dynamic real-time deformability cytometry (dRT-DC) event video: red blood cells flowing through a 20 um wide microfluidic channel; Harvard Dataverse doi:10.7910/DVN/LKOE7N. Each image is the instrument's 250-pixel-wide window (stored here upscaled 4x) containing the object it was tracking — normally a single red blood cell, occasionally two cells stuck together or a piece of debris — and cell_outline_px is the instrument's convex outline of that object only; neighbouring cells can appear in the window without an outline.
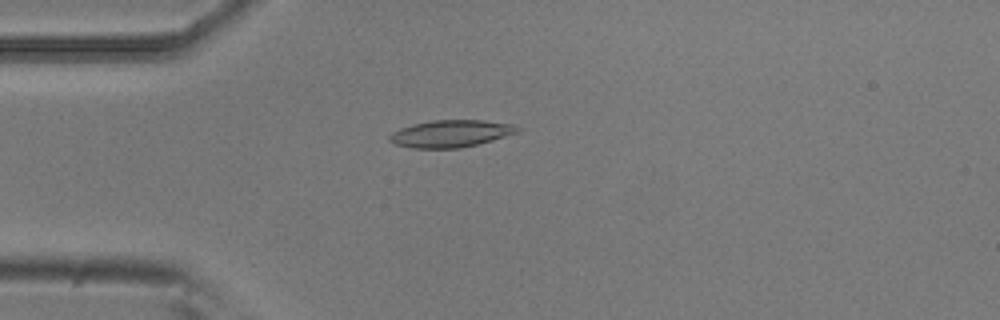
{"species": "common noctule bat (a hibernating species)", "species_latin": "Nyctalus noctula", "temperature_condition": "room temperature", "stored_images_in_passage": 48, "camera_frame_rate_fps": 3000, "um_per_image_px": 0.085, "animal": {"sex": "male", "body_mass_g": 20.5, "forearm_length_mm": 52.5}, "frame": {"image": 1, "passage_image": 9, "time_ms": 2.667, "image_size_px": [1000, 320], "cell_outline_px": [[520, 132], [492, 140], [460, 148], [412, 148], [396, 144], [388, 140], [388, 136], [392, 132], [400, 128], [412, 124], [432, 120], [484, 120], [516, 124], [520, 128]], "centroid_in_image_um": [38.33, 11.34], "position_along_channel_um": 46.7, "area_um2": 20.35}}
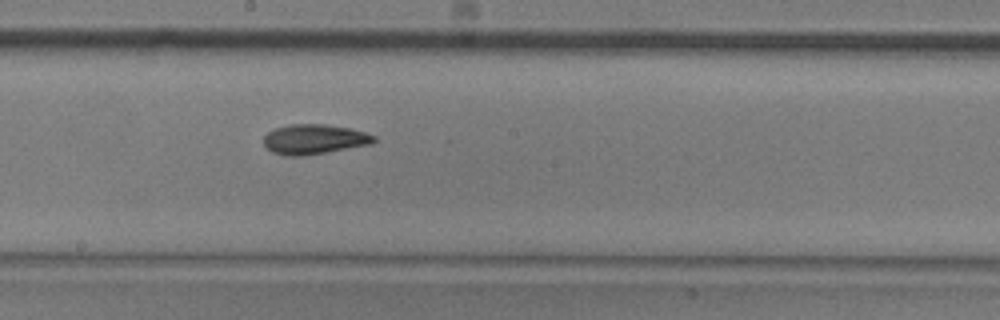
{"frame": {"image": 2, "passage_image": 24, "time_ms": 7.667, "image_size_px": [1000, 320], "cell_outline_px": [[376, 140], [372, 144], [304, 156], [284, 156], [272, 152], [264, 148], [264, 136], [268, 132], [276, 128], [288, 124], [324, 124], [352, 128], [376, 136]], "centroid_in_image_um": [26.69, 11.84], "position_along_channel_um": 221.5, "area_um2": 19.42}}
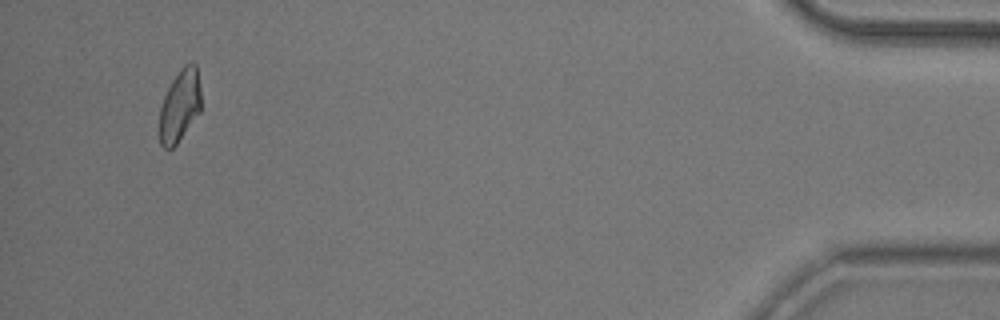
{"frame": {"image": 3, "passage_image": 46, "time_ms": 15.0, "image_size_px": [1000, 320], "cell_outline_px": [[200, 112], [176, 144], [172, 148], [164, 148], [160, 144], [160, 108], [164, 96], [172, 80], [180, 68], [188, 60], [192, 60], [196, 64], [200, 88]], "centroid_in_image_um": [15.29, 8.93], "position_along_channel_um": 419.9, "area_um2": 17.46}, "authors_computed_cell_mechanics": {"area_um2": 18.785, "velocity_mm_per_s": 3.7528, "shape_relaxation_time_tau1_ms": 4.9769, "shape_relaxation_time_tau2_ms": 4.7691, "deformation_change_tau1": 0.1495, "deformation_change_tau2": 0.106}}